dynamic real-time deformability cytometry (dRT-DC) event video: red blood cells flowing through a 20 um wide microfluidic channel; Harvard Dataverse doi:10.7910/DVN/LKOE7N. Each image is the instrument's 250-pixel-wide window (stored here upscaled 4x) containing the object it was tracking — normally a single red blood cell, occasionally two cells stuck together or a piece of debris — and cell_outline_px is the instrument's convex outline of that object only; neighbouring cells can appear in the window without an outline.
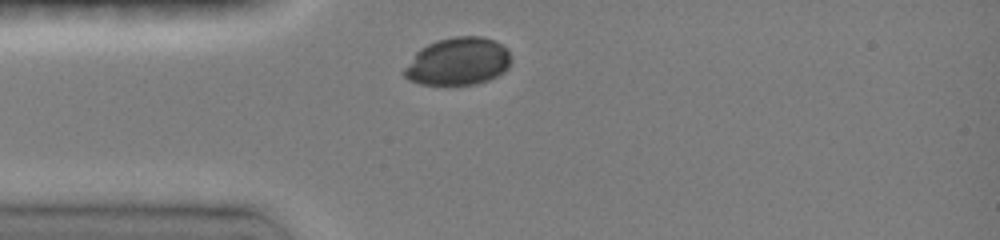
{"species": "common noctule bat (a hibernating species)", "species_latin": "Nyctalus noctula", "temperature_condition": "room temperature", "stored_images_in_passage": 16, "camera_frame_rate_fps": 3000, "um_per_image_px": 0.085, "animal": {"sex": "female", "body_mass_g": 19.0, "forearm_length_mm": 51.5}, "frame": {"image": 1, "passage_image": 1, "time_ms": 0.0, "image_size_px": [1000, 240], "cell_outline_px": [[512, 64], [504, 72], [488, 80], [476, 84], [420, 84], [408, 80], [404, 76], [404, 68], [416, 52], [420, 48], [436, 40], [456, 36], [480, 36], [492, 40], [508, 48], [512, 56]], "centroid_in_image_um": [38.96, 5.22], "position_along_channel_um": 46.0, "area_um2": 29.82}}
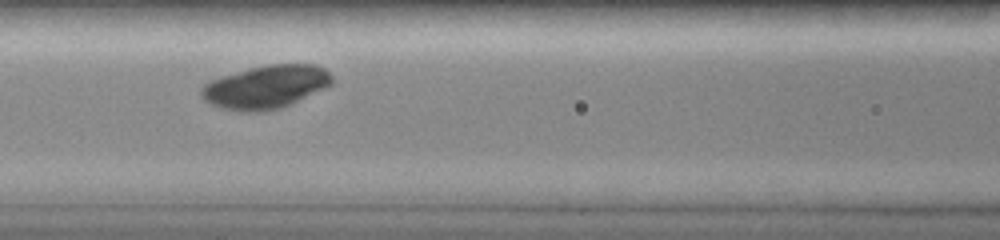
{"frame": {"image": 2, "passage_image": 5, "time_ms": 2.667, "image_size_px": [1000, 240], "cell_outline_px": [[332, 84], [324, 88], [280, 108], [260, 112], [240, 112], [220, 108], [204, 100], [200, 96], [200, 88], [204, 84], [212, 80], [248, 68], [268, 64], [316, 64], [324, 68], [332, 76]], "centroid_in_image_um": [22.56, 7.39], "position_along_channel_um": 144.0, "area_um2": 32.77}}
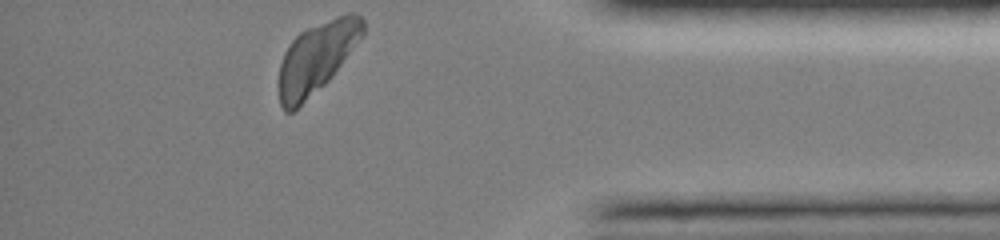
{"frame": {"image": 3, "passage_image": 16, "time_ms": 9.667, "image_size_px": [1000, 240], "cell_outline_px": [[364, 32], [328, 80], [324, 84], [292, 112], [284, 112], [280, 104], [276, 84], [280, 64], [284, 52], [292, 40], [300, 32], [308, 28], [336, 16], [348, 12], [356, 12], [364, 20]], "centroid_in_image_um": [26.84, 4.91], "position_along_channel_um": 408.4, "area_um2": 34.33}}